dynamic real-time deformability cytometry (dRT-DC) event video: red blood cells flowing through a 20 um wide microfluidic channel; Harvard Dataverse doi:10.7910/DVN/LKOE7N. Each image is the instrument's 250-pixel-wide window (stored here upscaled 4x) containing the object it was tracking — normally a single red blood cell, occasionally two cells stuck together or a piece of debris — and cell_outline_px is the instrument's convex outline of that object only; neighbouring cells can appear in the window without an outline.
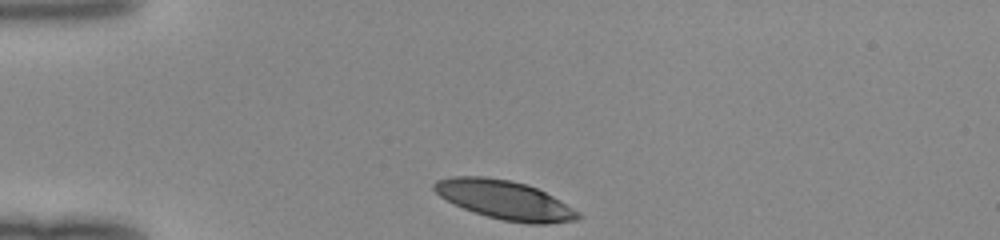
{"species": "human", "species_latin": "Homo sapiens", "temperature_condition": "room temperature", "stored_images_in_passage": 30, "camera_frame_rate_fps": 3000, "um_per_image_px": 0.085, "donor": {"sex": "female"}, "frame": {"image": 1, "passage_image": 1, "time_ms": 0.0, "image_size_px": [1000, 240], "cell_outline_px": [[580, 220], [548, 224], [528, 224], [504, 220], [488, 216], [464, 208], [440, 196], [432, 188], [432, 184], [436, 180], [452, 176], [484, 176], [512, 180], [528, 184], [560, 200], [580, 212]], "centroid_in_image_um": [42.93, 16.99], "position_along_channel_um": 42.1, "area_um2": 32.54}}
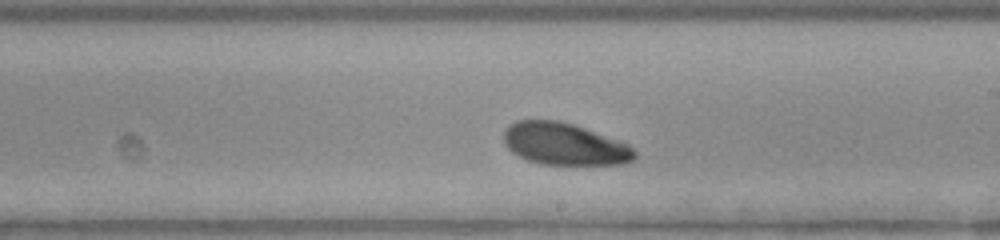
{"frame": {"image": 2, "passage_image": 18, "time_ms": 5.667, "image_size_px": [1000, 240], "cell_outline_px": [[636, 156], [632, 160], [624, 164], [540, 164], [528, 160], [512, 152], [504, 144], [504, 128], [508, 124], [516, 120], [560, 120], [620, 140], [628, 144], [636, 152]], "centroid_in_image_um": [47.95, 12.23], "position_along_channel_um": 241.0, "area_um2": 32.14}}
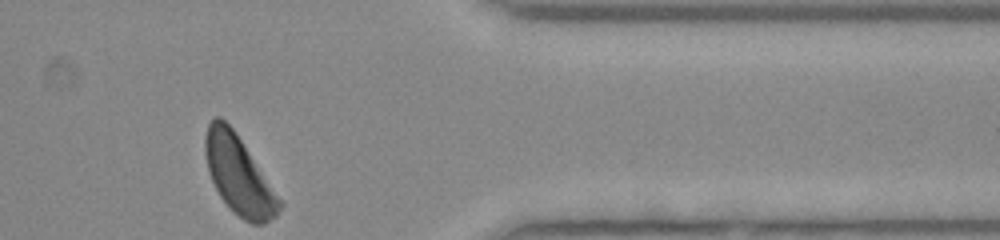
{"frame": {"image": 3, "passage_image": 30, "time_ms": 9.667, "image_size_px": [1000, 240], "cell_outline_px": [[284, 204], [276, 216], [264, 224], [252, 224], [244, 220], [232, 212], [228, 208], [220, 196], [208, 172], [204, 152], [204, 136], [208, 124], [216, 116], [220, 116], [236, 132]], "centroid_in_image_um": [20.28, 14.9], "position_along_channel_um": 391.1, "area_um2": 33.93}}